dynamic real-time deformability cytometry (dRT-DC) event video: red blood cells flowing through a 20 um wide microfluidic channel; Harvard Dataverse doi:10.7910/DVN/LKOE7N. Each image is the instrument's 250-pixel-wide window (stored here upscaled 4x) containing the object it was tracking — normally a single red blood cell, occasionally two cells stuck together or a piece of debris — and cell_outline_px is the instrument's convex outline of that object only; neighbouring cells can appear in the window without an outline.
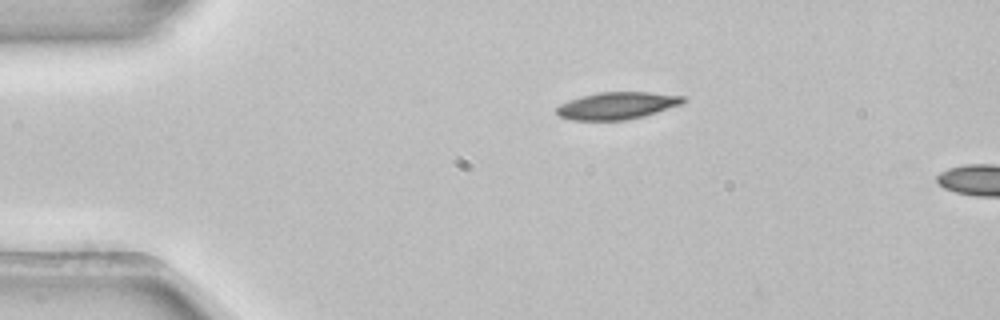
{"species": "common noctule bat (a hibernating species)", "species_latin": "Nyctalus noctula", "temperature_condition": "room temperature", "stored_images_in_passage": 2, "camera_frame_rate_fps": 3000, "um_per_image_px": 0.085, "animal": {"sex": "female", "body_mass_g": 22.7, "forearm_length_mm": 54.2}, "frame": {"image": 1, "passage_image": 1, "time_ms": 0.0, "image_size_px": [1000, 320], "cell_outline_px": [[684, 104], [644, 116], [624, 120], [572, 120], [560, 116], [556, 112], [556, 108], [560, 104], [568, 100], [580, 96], [600, 92], [648, 92], [684, 96]], "centroid_in_image_um": [52.45, 8.98], "position_along_channel_um": 32.5, "area_um2": 20.06}}